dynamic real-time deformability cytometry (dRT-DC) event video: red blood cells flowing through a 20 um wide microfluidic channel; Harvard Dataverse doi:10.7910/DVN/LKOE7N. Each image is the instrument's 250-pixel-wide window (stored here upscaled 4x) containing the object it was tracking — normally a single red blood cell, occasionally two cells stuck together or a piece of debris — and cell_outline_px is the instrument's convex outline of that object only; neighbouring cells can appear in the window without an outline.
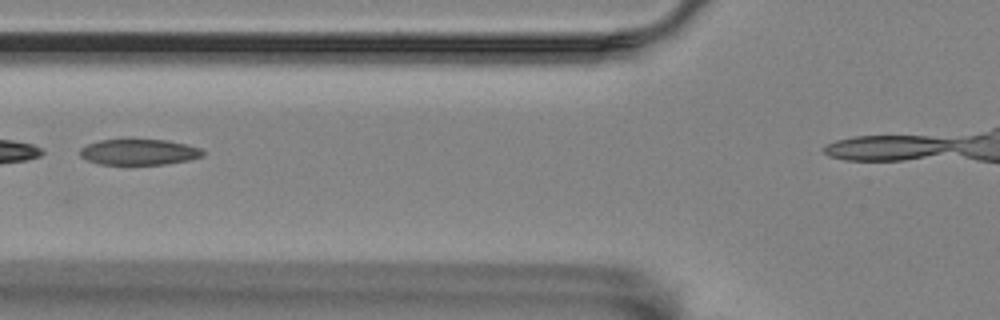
{"species": "Egyptian fruit bat (a non-hibernating species)", "species_latin": "Rousettus aegyptiacus", "temperature_condition": "room temperature", "stored_images_in_passage": 4, "camera_frame_rate_fps": 3000, "um_per_image_px": 0.085, "animal": {"sex": "female"}, "frame": {"image": 1, "passage_image": 3, "time_ms": 2.667, "image_size_px": [1000, 320], "cell_outline_px": [[204, 156], [188, 160], [164, 164], [100, 164], [88, 160], [80, 156], [80, 148], [88, 144], [100, 140], [128, 136], [132, 136], [168, 140], [188, 144], [200, 148], [204, 152]], "centroid_in_image_um": [11.81, 12.86], "position_along_channel_um": 114.0, "area_um2": 19.36}}